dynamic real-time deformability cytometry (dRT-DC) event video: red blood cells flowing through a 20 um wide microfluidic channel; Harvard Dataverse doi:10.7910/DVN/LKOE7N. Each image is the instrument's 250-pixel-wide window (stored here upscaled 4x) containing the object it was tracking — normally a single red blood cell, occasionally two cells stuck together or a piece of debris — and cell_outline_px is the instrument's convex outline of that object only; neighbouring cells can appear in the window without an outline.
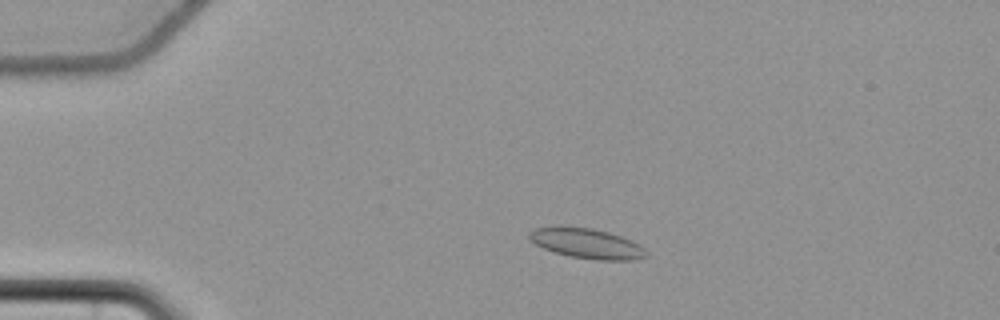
{"species": "common noctule bat (a hibernating species)", "species_latin": "Nyctalus noctula", "temperature_condition": "cold", "stored_images_in_passage": 56, "camera_frame_rate_fps": 3000, "um_per_image_px": 0.085, "animal": {"sex": "female", "body_mass_g": 22.7, "forearm_length_mm": 54.2}, "frame": {"image": 1, "passage_image": 11, "time_ms": 3.333, "image_size_px": [1000, 320], "cell_outline_px": [[648, 256], [636, 260], [596, 260], [572, 256], [552, 252], [528, 240], [528, 232], [536, 228], [556, 224], [560, 224], [592, 228], [608, 232], [632, 240], [640, 244], [648, 252]], "centroid_in_image_um": [49.85, 20.66], "position_along_channel_um": 35.2, "area_um2": 21.1}}
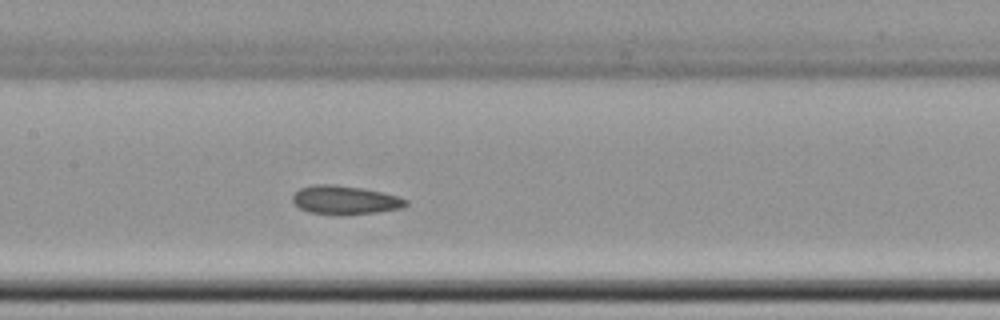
{"frame": {"image": 2, "passage_image": 27, "time_ms": 8.667, "image_size_px": [1000, 320], "cell_outline_px": [[408, 204], [400, 208], [376, 212], [340, 216], [308, 212], [300, 208], [292, 200], [292, 196], [300, 188], [312, 184], [332, 184], [360, 188], [384, 192], [400, 196], [408, 200]], "centroid_in_image_um": [29.33, 17.01], "position_along_channel_um": 178.1, "area_um2": 19.13}}
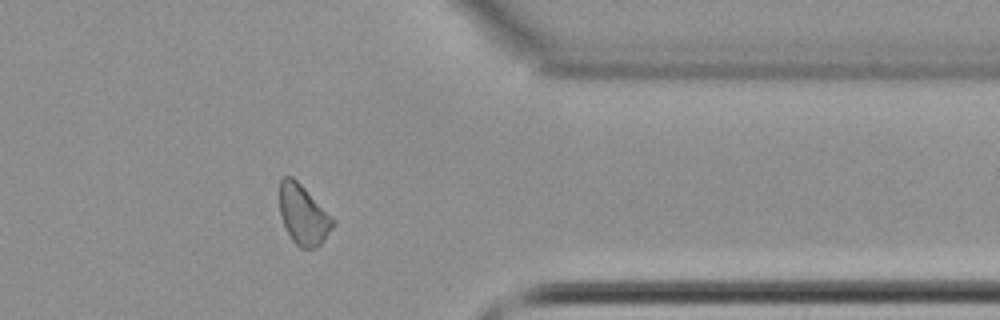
{"frame": {"image": 3, "passage_image": 45, "time_ms": 14.667, "image_size_px": [1000, 320], "cell_outline_px": [[336, 224], [324, 240], [316, 248], [300, 248], [292, 240], [284, 224], [280, 212], [280, 180], [284, 176], [292, 176], [336, 220]], "centroid_in_image_um": [25.8, 18.27], "position_along_channel_um": 385.6, "area_um2": 18.44}, "authors_computed_cell_mechanics": {"area_um2": 19.1607, "velocity_mm_per_s": 3.6596, "shape_relaxation_time_tau1_ms": 7.7011, "shape_relaxation_time_tau2_ms": 4.6277, "deformation_change_tau1": 0.0615, "deformation_change_tau2": 0.0972}}